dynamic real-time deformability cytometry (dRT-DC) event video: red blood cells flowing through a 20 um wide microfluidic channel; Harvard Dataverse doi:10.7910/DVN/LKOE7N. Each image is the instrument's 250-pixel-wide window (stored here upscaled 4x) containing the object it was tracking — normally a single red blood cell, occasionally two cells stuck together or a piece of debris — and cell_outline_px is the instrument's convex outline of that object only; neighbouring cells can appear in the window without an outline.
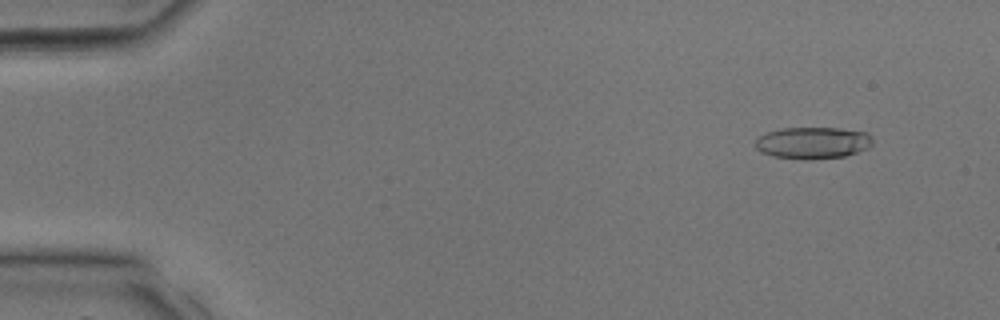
{"species": "common noctule bat (a hibernating species)", "species_latin": "Nyctalus noctula", "temperature_condition": "room temperature", "stored_images_in_passage": 20, "camera_frame_rate_fps": 3000, "um_per_image_px": 0.085, "animal": {"sex": "male", "body_mass_g": 17.9, "forearm_length_mm": 54.2}, "frame": {"image": 1, "passage_image": 3, "time_ms": 0.667, "image_size_px": [1000, 320], "cell_outline_px": [[872, 144], [868, 148], [844, 156], [812, 160], [804, 160], [772, 156], [760, 152], [756, 148], [756, 140], [760, 136], [768, 132], [780, 128], [840, 128], [868, 132], [872, 136]], "centroid_in_image_um": [69.1, 12.14], "position_along_channel_um": 15.9, "area_um2": 21.91}}
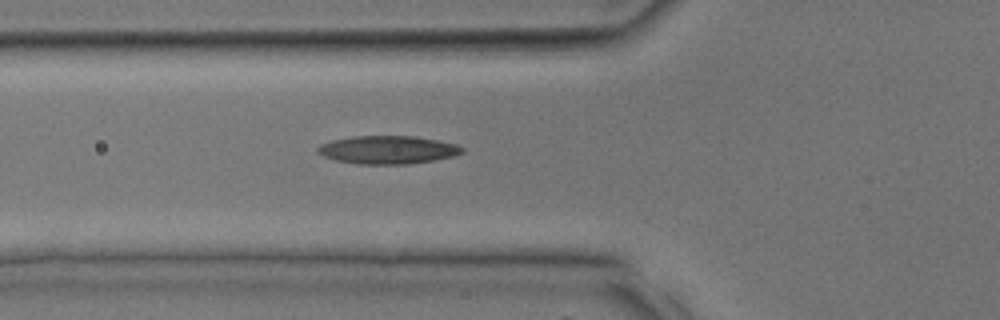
{"frame": {"image": 2, "passage_image": 12, "time_ms": 3.667, "image_size_px": [1000, 320], "cell_outline_px": [[464, 152], [456, 156], [408, 164], [360, 164], [336, 160], [324, 156], [316, 152], [316, 148], [320, 144], [332, 140], [352, 136], [412, 136], [436, 140], [456, 144], [464, 148]], "centroid_in_image_um": [32.95, 12.73], "position_along_channel_um": 92.9, "area_um2": 23.64}}
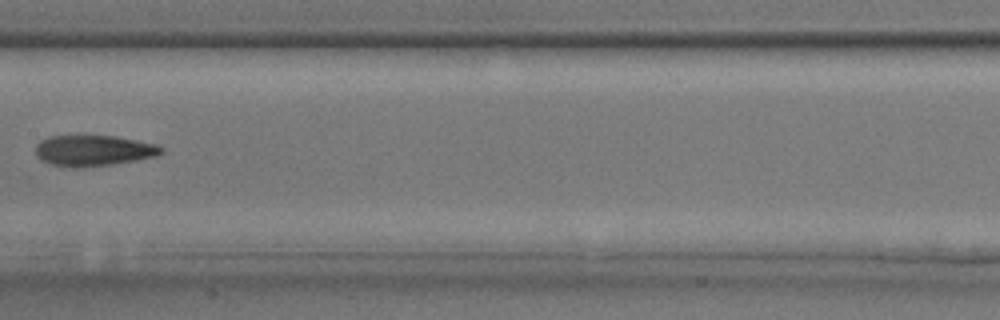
{"frame": {"image": 3, "passage_image": 17, "time_ms": 5.333, "image_size_px": [1000, 320], "cell_outline_px": [[164, 152], [156, 156], [136, 160], [112, 164], [52, 164], [40, 160], [36, 156], [36, 144], [40, 140], [48, 136], [116, 136], [156, 144], [164, 148]], "centroid_in_image_um": [7.99, 12.74], "position_along_channel_um": 199.4, "area_um2": 21.73}}